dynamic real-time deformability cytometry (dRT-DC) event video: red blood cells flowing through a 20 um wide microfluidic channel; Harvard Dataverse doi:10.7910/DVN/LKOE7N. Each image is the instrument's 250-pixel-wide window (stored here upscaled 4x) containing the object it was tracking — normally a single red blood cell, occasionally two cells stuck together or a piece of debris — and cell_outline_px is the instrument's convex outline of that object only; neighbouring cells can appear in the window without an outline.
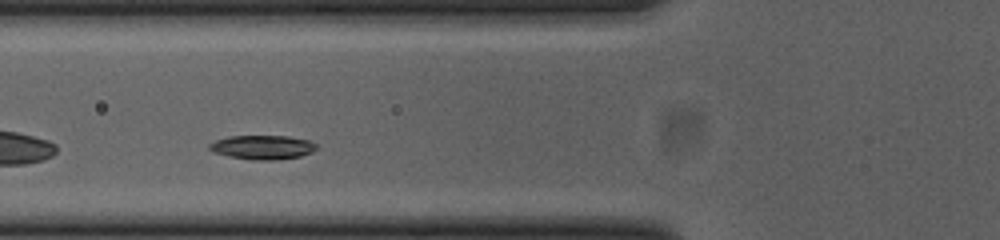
{"species": "common noctule bat (a hibernating species)", "species_latin": "Nyctalus noctula", "temperature_condition": "cold", "stored_images_in_passage": 29, "camera_frame_rate_fps": 3000, "um_per_image_px": 0.085, "animal": {"sex": "female", "body_mass_g": 23.0, "forearm_length_mm": 53.4}, "frame": {"image": 1, "passage_image": 5, "time_ms": 1.333, "image_size_px": [1000, 240], "cell_outline_px": [[316, 148], [312, 152], [300, 156], [276, 160], [252, 160], [228, 156], [212, 152], [208, 148], [208, 144], [216, 140], [228, 136], [288, 136], [308, 140], [316, 144]], "centroid_in_image_um": [22.28, 12.52], "position_along_channel_um": 103.5, "area_um2": 15.09}}
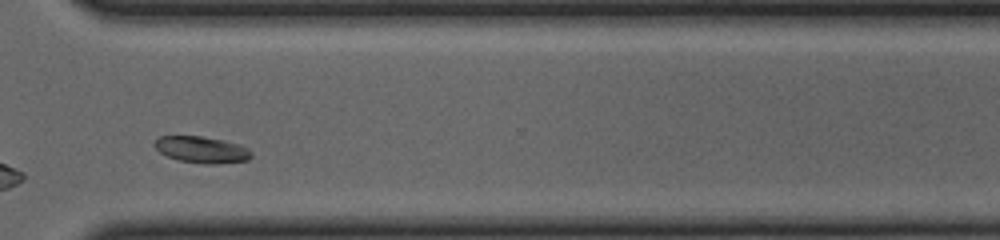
{"frame": {"image": 2, "passage_image": 25, "time_ms": 8.0, "image_size_px": [1000, 240], "cell_outline_px": [[252, 156], [248, 160], [216, 164], [204, 164], [180, 160], [168, 156], [160, 152], [156, 148], [156, 140], [160, 136], [200, 136], [224, 140], [240, 144], [248, 148], [252, 152]], "centroid_in_image_um": [17.21, 12.72], "position_along_channel_um": 353.4, "area_um2": 14.85}, "authors_computed_cell_mechanics": {"area_um2": 14.6812, "velocity_mm_per_s": 3.7444, "shape_relaxation_time_tau1_ms": 1.8192, "shape_relaxation_time_tau2_ms": null, "deformation_change_tau1": 0.1229, "deformation_change_tau2": null}}